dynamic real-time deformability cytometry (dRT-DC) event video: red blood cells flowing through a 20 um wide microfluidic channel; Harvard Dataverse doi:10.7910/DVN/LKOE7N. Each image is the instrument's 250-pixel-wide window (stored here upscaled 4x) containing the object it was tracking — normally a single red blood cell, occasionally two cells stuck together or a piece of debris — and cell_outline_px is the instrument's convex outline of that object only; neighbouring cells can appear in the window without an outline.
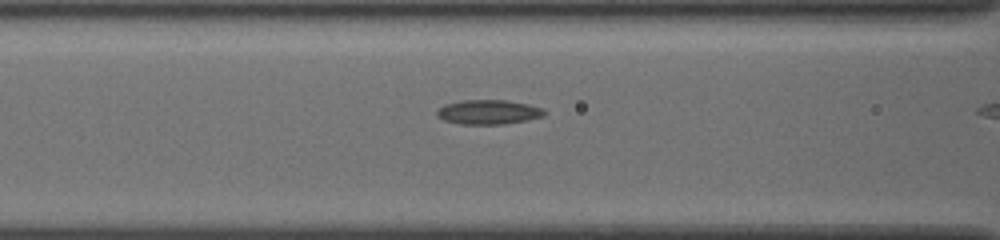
{"species": "common noctule bat (a hibernating species)", "species_latin": "Nyctalus noctula", "temperature_condition": "cold", "stored_images_in_passage": 33, "camera_frame_rate_fps": 3000, "um_per_image_px": 0.085, "animal": {"sex": "female", "body_mass_g": 19.5, "forearm_length_mm": 54.1}, "frame": {"image": 1, "passage_image": 9, "time_ms": 2.667, "image_size_px": [1000, 240], "cell_outline_px": [[544, 116], [504, 124], [460, 124], [444, 120], [436, 116], [436, 112], [444, 104], [460, 100], [504, 100], [528, 104], [544, 108]], "centroid_in_image_um": [41.48, 9.52], "position_along_channel_um": 125.1, "area_um2": 15.26}}
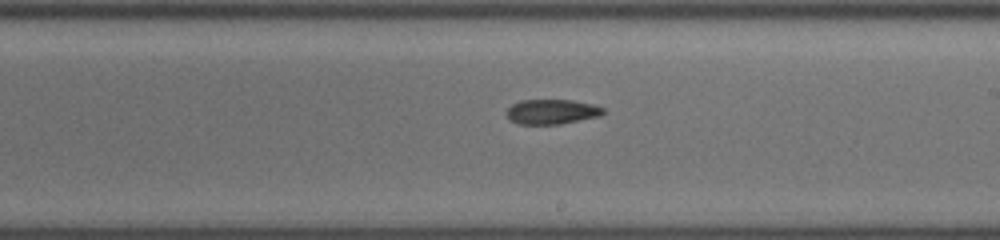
{"frame": {"image": 2, "passage_image": 18, "time_ms": 5.667, "image_size_px": [1000, 240], "cell_outline_px": [[604, 112], [600, 116], [560, 124], [520, 124], [508, 120], [508, 108], [512, 104], [520, 100], [572, 100], [592, 104], [604, 108]], "centroid_in_image_um": [46.9, 9.49], "position_along_channel_um": 242.1, "area_um2": 13.93}}
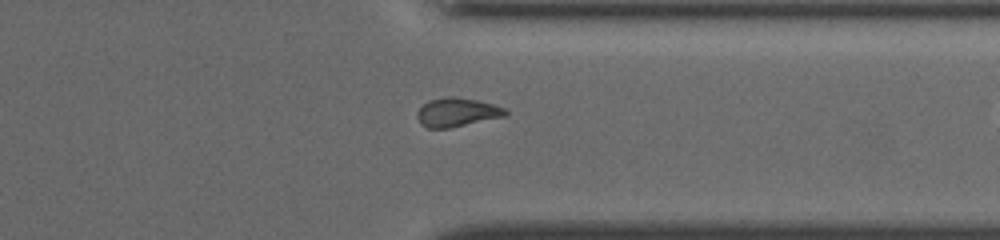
{"frame": {"image": 3, "passage_image": 28, "time_ms": 9.0, "image_size_px": [1000, 240], "cell_outline_px": [[508, 112], [504, 116], [448, 128], [428, 128], [420, 124], [416, 116], [416, 112], [428, 100], [444, 96], [456, 96], [476, 100], [492, 104], [504, 108]], "centroid_in_image_um": [38.78, 9.53], "position_along_channel_um": 372.6, "area_um2": 14.74}, "authors_computed_cell_mechanics": {"area_um2": 14.6234, "velocity_mm_per_s": 3.909, "shape_relaxation_time_tau1_ms": null, "shape_relaxation_time_tau2_ms": 11.3897, "deformation_change_tau1": null, "deformation_change_tau2": 0.1952}}